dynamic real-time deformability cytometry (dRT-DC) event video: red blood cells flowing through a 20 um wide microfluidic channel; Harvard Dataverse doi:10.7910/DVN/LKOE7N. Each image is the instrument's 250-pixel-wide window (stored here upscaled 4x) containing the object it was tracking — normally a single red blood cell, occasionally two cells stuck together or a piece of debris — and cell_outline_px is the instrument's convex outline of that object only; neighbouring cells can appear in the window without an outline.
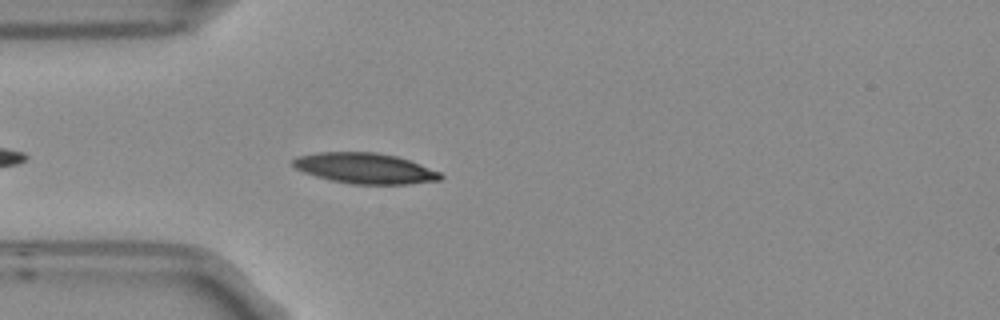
{"species": "Egyptian fruit bat (a non-hibernating species)", "species_latin": "Rousettus aegyptiacus", "temperature_condition": "room temperature", "stored_images_in_passage": 14, "camera_frame_rate_fps": 3000, "um_per_image_px": 0.085, "frame": {"image": 1, "passage_image": 1, "time_ms": 0.0, "image_size_px": [1000, 320], "cell_outline_px": [[444, 176], [440, 180], [404, 184], [352, 184], [328, 180], [304, 172], [296, 168], [292, 164], [292, 160], [300, 156], [316, 152], [376, 152], [396, 156], [420, 164], [440, 172]], "centroid_in_image_um": [31.02, 14.3], "position_along_channel_um": 54.0, "area_um2": 26.18}}
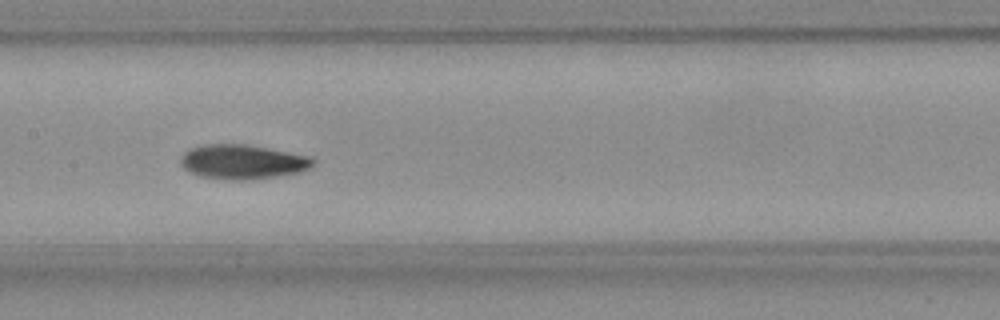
{"frame": {"image": 2, "passage_image": 12, "time_ms": 3.667, "image_size_px": [1000, 320], "cell_outline_px": [[316, 160], [312, 168], [296, 172], [276, 176], [244, 180], [236, 180], [200, 176], [184, 168], [180, 160], [184, 152], [192, 148], [204, 144], [248, 144], [312, 156]], "centroid_in_image_um": [20.67, 13.74], "position_along_channel_um": 186.7, "area_um2": 26.47}}